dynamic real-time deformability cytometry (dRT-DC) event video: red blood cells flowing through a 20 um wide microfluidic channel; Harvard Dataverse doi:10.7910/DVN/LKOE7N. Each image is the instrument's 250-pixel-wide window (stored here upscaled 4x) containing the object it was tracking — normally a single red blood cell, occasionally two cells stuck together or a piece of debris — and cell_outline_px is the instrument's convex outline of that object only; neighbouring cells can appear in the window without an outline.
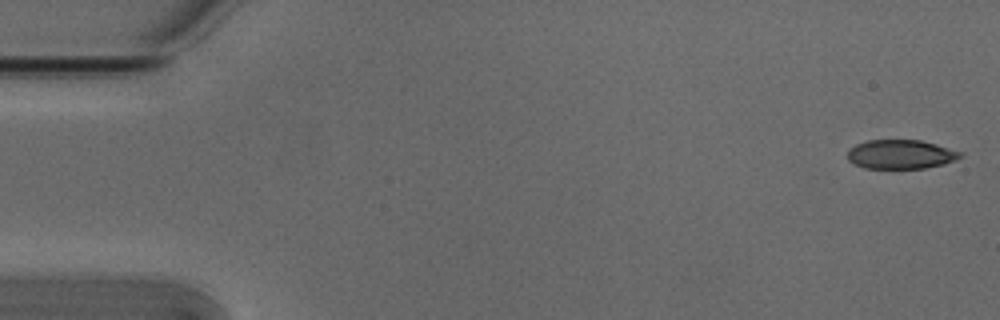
{"species": "Egyptian fruit bat (a non-hibernating species)", "species_latin": "Rousettus aegyptiacus", "temperature_condition": "cold", "stored_images_in_passage": 53, "camera_frame_rate_fps": 3000, "um_per_image_px": 0.085, "animal": {"sex": "male"}, "frame": {"image": 1, "passage_image": 1, "time_ms": 0.0, "image_size_px": [1000, 320], "cell_outline_px": [[964, 156], [956, 160], [944, 164], [924, 168], [864, 168], [848, 160], [848, 152], [856, 144], [868, 140], [920, 140], [936, 144], [964, 152]], "centroid_in_image_um": [76.62, 13.11], "position_along_channel_um": 8.4, "area_um2": 19.13}}
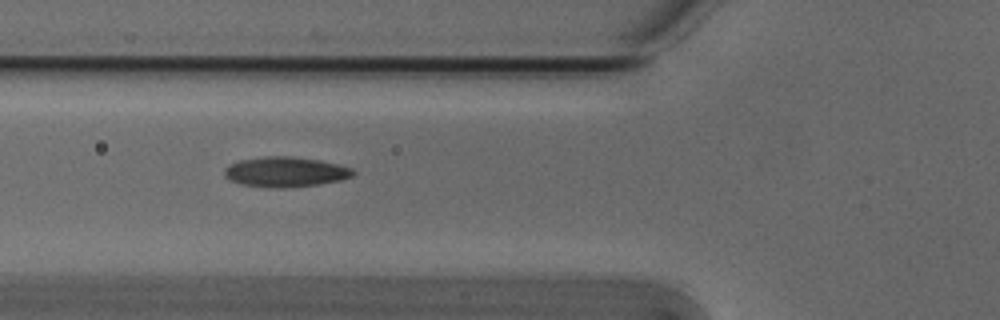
{"frame": {"image": 2, "passage_image": 19, "time_ms": 6.0, "image_size_px": [1000, 320], "cell_outline_px": [[356, 172], [352, 176], [340, 180], [320, 184], [284, 188], [268, 188], [240, 184], [228, 180], [224, 176], [224, 168], [240, 160], [264, 156], [292, 156], [320, 160], [340, 164], [352, 168]], "centroid_in_image_um": [24.26, 14.61], "position_along_channel_um": 101.5, "area_um2": 22.83}}
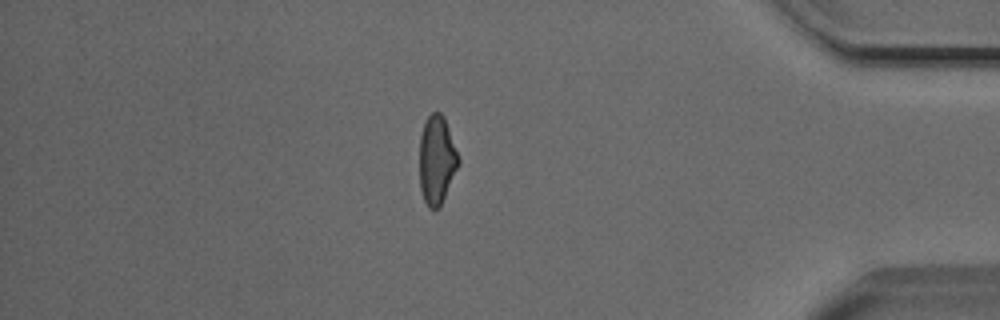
{"frame": {"image": 3, "passage_image": 45, "time_ms": 14.667, "image_size_px": [1000, 320], "cell_outline_px": [[460, 164], [440, 208], [428, 208], [424, 200], [420, 188], [420, 136], [424, 124], [428, 116], [432, 112], [440, 112], [444, 116], [460, 160]], "centroid_in_image_um": [37.14, 13.62], "position_along_channel_um": 398.1, "area_um2": 20.17}, "authors_computed_cell_mechanics": {"area_um2": 20.808, "velocity_mm_per_s": 3.8591, "shape_relaxation_time_tau1_ms": 4.6387, "shape_relaxation_time_tau2_ms": 1.8705, "deformation_change_tau1": 0.1591, "deformation_change_tau2": 0.0781}}